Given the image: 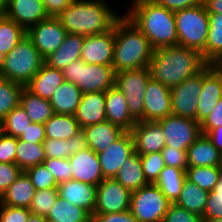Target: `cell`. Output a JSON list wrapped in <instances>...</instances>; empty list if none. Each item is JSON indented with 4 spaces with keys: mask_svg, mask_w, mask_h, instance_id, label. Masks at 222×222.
Wrapping results in <instances>:
<instances>
[{
    "mask_svg": "<svg viewBox=\"0 0 222 222\" xmlns=\"http://www.w3.org/2000/svg\"><path fill=\"white\" fill-rule=\"evenodd\" d=\"M106 119L112 124L131 131L136 120L130 115L126 97L115 85L105 92Z\"/></svg>",
    "mask_w": 222,
    "mask_h": 222,
    "instance_id": "cb8c5ba5",
    "label": "cell"
},
{
    "mask_svg": "<svg viewBox=\"0 0 222 222\" xmlns=\"http://www.w3.org/2000/svg\"><path fill=\"white\" fill-rule=\"evenodd\" d=\"M209 14V31L207 35L203 59L209 64L213 59L222 54V14Z\"/></svg>",
    "mask_w": 222,
    "mask_h": 222,
    "instance_id": "d590c367",
    "label": "cell"
},
{
    "mask_svg": "<svg viewBox=\"0 0 222 222\" xmlns=\"http://www.w3.org/2000/svg\"><path fill=\"white\" fill-rule=\"evenodd\" d=\"M83 42L84 36L67 33L62 45L45 58V64L54 69L64 70L74 60L81 59Z\"/></svg>",
    "mask_w": 222,
    "mask_h": 222,
    "instance_id": "484cf974",
    "label": "cell"
},
{
    "mask_svg": "<svg viewBox=\"0 0 222 222\" xmlns=\"http://www.w3.org/2000/svg\"><path fill=\"white\" fill-rule=\"evenodd\" d=\"M8 5V0H0V15H4Z\"/></svg>",
    "mask_w": 222,
    "mask_h": 222,
    "instance_id": "e7e4bbea",
    "label": "cell"
},
{
    "mask_svg": "<svg viewBox=\"0 0 222 222\" xmlns=\"http://www.w3.org/2000/svg\"><path fill=\"white\" fill-rule=\"evenodd\" d=\"M27 35V31L5 15H0V52L12 51L16 44Z\"/></svg>",
    "mask_w": 222,
    "mask_h": 222,
    "instance_id": "f35d334b",
    "label": "cell"
},
{
    "mask_svg": "<svg viewBox=\"0 0 222 222\" xmlns=\"http://www.w3.org/2000/svg\"><path fill=\"white\" fill-rule=\"evenodd\" d=\"M187 150H179L174 147L165 146L162 150L165 166L182 169L186 172L188 167Z\"/></svg>",
    "mask_w": 222,
    "mask_h": 222,
    "instance_id": "681fc988",
    "label": "cell"
},
{
    "mask_svg": "<svg viewBox=\"0 0 222 222\" xmlns=\"http://www.w3.org/2000/svg\"><path fill=\"white\" fill-rule=\"evenodd\" d=\"M203 222H222V219H204Z\"/></svg>",
    "mask_w": 222,
    "mask_h": 222,
    "instance_id": "03108f58",
    "label": "cell"
},
{
    "mask_svg": "<svg viewBox=\"0 0 222 222\" xmlns=\"http://www.w3.org/2000/svg\"><path fill=\"white\" fill-rule=\"evenodd\" d=\"M143 174L148 183H155L164 169L165 163L161 152L140 155Z\"/></svg>",
    "mask_w": 222,
    "mask_h": 222,
    "instance_id": "ee69618b",
    "label": "cell"
},
{
    "mask_svg": "<svg viewBox=\"0 0 222 222\" xmlns=\"http://www.w3.org/2000/svg\"><path fill=\"white\" fill-rule=\"evenodd\" d=\"M24 86L0 77V122L20 104Z\"/></svg>",
    "mask_w": 222,
    "mask_h": 222,
    "instance_id": "ab89813d",
    "label": "cell"
},
{
    "mask_svg": "<svg viewBox=\"0 0 222 222\" xmlns=\"http://www.w3.org/2000/svg\"><path fill=\"white\" fill-rule=\"evenodd\" d=\"M81 144V139H48L43 141L46 158H69Z\"/></svg>",
    "mask_w": 222,
    "mask_h": 222,
    "instance_id": "b9f144b4",
    "label": "cell"
},
{
    "mask_svg": "<svg viewBox=\"0 0 222 222\" xmlns=\"http://www.w3.org/2000/svg\"><path fill=\"white\" fill-rule=\"evenodd\" d=\"M22 172L16 163L0 162V197Z\"/></svg>",
    "mask_w": 222,
    "mask_h": 222,
    "instance_id": "f907efd6",
    "label": "cell"
},
{
    "mask_svg": "<svg viewBox=\"0 0 222 222\" xmlns=\"http://www.w3.org/2000/svg\"><path fill=\"white\" fill-rule=\"evenodd\" d=\"M74 116L81 129L106 121L105 92L84 93Z\"/></svg>",
    "mask_w": 222,
    "mask_h": 222,
    "instance_id": "603a6c76",
    "label": "cell"
},
{
    "mask_svg": "<svg viewBox=\"0 0 222 222\" xmlns=\"http://www.w3.org/2000/svg\"><path fill=\"white\" fill-rule=\"evenodd\" d=\"M45 219L50 222H92V216L86 210L59 196Z\"/></svg>",
    "mask_w": 222,
    "mask_h": 222,
    "instance_id": "d6a6232c",
    "label": "cell"
},
{
    "mask_svg": "<svg viewBox=\"0 0 222 222\" xmlns=\"http://www.w3.org/2000/svg\"><path fill=\"white\" fill-rule=\"evenodd\" d=\"M207 65L197 50L176 45L154 50L149 70L152 79L172 89L196 76Z\"/></svg>",
    "mask_w": 222,
    "mask_h": 222,
    "instance_id": "6da1fadb",
    "label": "cell"
},
{
    "mask_svg": "<svg viewBox=\"0 0 222 222\" xmlns=\"http://www.w3.org/2000/svg\"><path fill=\"white\" fill-rule=\"evenodd\" d=\"M46 159L43 143H29L17 138L15 163L23 170L43 164Z\"/></svg>",
    "mask_w": 222,
    "mask_h": 222,
    "instance_id": "8d00e7d4",
    "label": "cell"
},
{
    "mask_svg": "<svg viewBox=\"0 0 222 222\" xmlns=\"http://www.w3.org/2000/svg\"><path fill=\"white\" fill-rule=\"evenodd\" d=\"M30 214L29 208L0 204V222H27Z\"/></svg>",
    "mask_w": 222,
    "mask_h": 222,
    "instance_id": "816d5d0a",
    "label": "cell"
},
{
    "mask_svg": "<svg viewBox=\"0 0 222 222\" xmlns=\"http://www.w3.org/2000/svg\"><path fill=\"white\" fill-rule=\"evenodd\" d=\"M49 17H58L74 0H42Z\"/></svg>",
    "mask_w": 222,
    "mask_h": 222,
    "instance_id": "680465c9",
    "label": "cell"
},
{
    "mask_svg": "<svg viewBox=\"0 0 222 222\" xmlns=\"http://www.w3.org/2000/svg\"><path fill=\"white\" fill-rule=\"evenodd\" d=\"M106 0H74L57 18L67 33L82 36L110 31L122 16Z\"/></svg>",
    "mask_w": 222,
    "mask_h": 222,
    "instance_id": "3957f363",
    "label": "cell"
},
{
    "mask_svg": "<svg viewBox=\"0 0 222 222\" xmlns=\"http://www.w3.org/2000/svg\"><path fill=\"white\" fill-rule=\"evenodd\" d=\"M45 217L35 214H30L27 222H45Z\"/></svg>",
    "mask_w": 222,
    "mask_h": 222,
    "instance_id": "be15d7a7",
    "label": "cell"
},
{
    "mask_svg": "<svg viewBox=\"0 0 222 222\" xmlns=\"http://www.w3.org/2000/svg\"><path fill=\"white\" fill-rule=\"evenodd\" d=\"M221 175L222 166H199L186 169V179L207 192L214 190Z\"/></svg>",
    "mask_w": 222,
    "mask_h": 222,
    "instance_id": "74e56055",
    "label": "cell"
},
{
    "mask_svg": "<svg viewBox=\"0 0 222 222\" xmlns=\"http://www.w3.org/2000/svg\"><path fill=\"white\" fill-rule=\"evenodd\" d=\"M31 180L35 190L57 188L58 184L52 173L44 164L32 166L24 171Z\"/></svg>",
    "mask_w": 222,
    "mask_h": 222,
    "instance_id": "f6af8a7d",
    "label": "cell"
},
{
    "mask_svg": "<svg viewBox=\"0 0 222 222\" xmlns=\"http://www.w3.org/2000/svg\"><path fill=\"white\" fill-rule=\"evenodd\" d=\"M115 179L131 192L147 186L144 177L140 155L135 151L124 160Z\"/></svg>",
    "mask_w": 222,
    "mask_h": 222,
    "instance_id": "4dcf8cb0",
    "label": "cell"
},
{
    "mask_svg": "<svg viewBox=\"0 0 222 222\" xmlns=\"http://www.w3.org/2000/svg\"><path fill=\"white\" fill-rule=\"evenodd\" d=\"M178 45L194 49L201 54L205 51L209 31V14L203 2L197 6L174 12Z\"/></svg>",
    "mask_w": 222,
    "mask_h": 222,
    "instance_id": "8992f818",
    "label": "cell"
},
{
    "mask_svg": "<svg viewBox=\"0 0 222 222\" xmlns=\"http://www.w3.org/2000/svg\"><path fill=\"white\" fill-rule=\"evenodd\" d=\"M63 82H65L63 72L44 63L25 87L35 95L50 100Z\"/></svg>",
    "mask_w": 222,
    "mask_h": 222,
    "instance_id": "4316f807",
    "label": "cell"
},
{
    "mask_svg": "<svg viewBox=\"0 0 222 222\" xmlns=\"http://www.w3.org/2000/svg\"><path fill=\"white\" fill-rule=\"evenodd\" d=\"M82 95L74 83L63 82L49 100L54 114L75 115Z\"/></svg>",
    "mask_w": 222,
    "mask_h": 222,
    "instance_id": "f1b7e54d",
    "label": "cell"
},
{
    "mask_svg": "<svg viewBox=\"0 0 222 222\" xmlns=\"http://www.w3.org/2000/svg\"><path fill=\"white\" fill-rule=\"evenodd\" d=\"M44 63L45 59L26 35L4 56L0 77L25 87Z\"/></svg>",
    "mask_w": 222,
    "mask_h": 222,
    "instance_id": "5b68a950",
    "label": "cell"
},
{
    "mask_svg": "<svg viewBox=\"0 0 222 222\" xmlns=\"http://www.w3.org/2000/svg\"><path fill=\"white\" fill-rule=\"evenodd\" d=\"M92 222H138L132 215L130 210L109 213V214H94L92 216Z\"/></svg>",
    "mask_w": 222,
    "mask_h": 222,
    "instance_id": "9f6ffc18",
    "label": "cell"
},
{
    "mask_svg": "<svg viewBox=\"0 0 222 222\" xmlns=\"http://www.w3.org/2000/svg\"><path fill=\"white\" fill-rule=\"evenodd\" d=\"M220 126H222V98L207 118L200 124L201 133L206 135L212 129Z\"/></svg>",
    "mask_w": 222,
    "mask_h": 222,
    "instance_id": "db71d44e",
    "label": "cell"
},
{
    "mask_svg": "<svg viewBox=\"0 0 222 222\" xmlns=\"http://www.w3.org/2000/svg\"><path fill=\"white\" fill-rule=\"evenodd\" d=\"M206 136L210 139L212 144L222 152V126L214 128L209 131Z\"/></svg>",
    "mask_w": 222,
    "mask_h": 222,
    "instance_id": "91938a15",
    "label": "cell"
},
{
    "mask_svg": "<svg viewBox=\"0 0 222 222\" xmlns=\"http://www.w3.org/2000/svg\"><path fill=\"white\" fill-rule=\"evenodd\" d=\"M208 195L209 192L185 179L180 196L175 203L190 212L203 216Z\"/></svg>",
    "mask_w": 222,
    "mask_h": 222,
    "instance_id": "e575fe53",
    "label": "cell"
},
{
    "mask_svg": "<svg viewBox=\"0 0 222 222\" xmlns=\"http://www.w3.org/2000/svg\"><path fill=\"white\" fill-rule=\"evenodd\" d=\"M134 141V151L139 155L161 152L165 147L162 127L153 121H136L130 131Z\"/></svg>",
    "mask_w": 222,
    "mask_h": 222,
    "instance_id": "ac0fdd59",
    "label": "cell"
},
{
    "mask_svg": "<svg viewBox=\"0 0 222 222\" xmlns=\"http://www.w3.org/2000/svg\"><path fill=\"white\" fill-rule=\"evenodd\" d=\"M126 13L124 15L149 39L154 50L178 45L173 11L153 0H132Z\"/></svg>",
    "mask_w": 222,
    "mask_h": 222,
    "instance_id": "7a4b0ae2",
    "label": "cell"
},
{
    "mask_svg": "<svg viewBox=\"0 0 222 222\" xmlns=\"http://www.w3.org/2000/svg\"><path fill=\"white\" fill-rule=\"evenodd\" d=\"M131 193L115 178L103 179L97 186L94 214H109L130 210Z\"/></svg>",
    "mask_w": 222,
    "mask_h": 222,
    "instance_id": "7c38bea8",
    "label": "cell"
},
{
    "mask_svg": "<svg viewBox=\"0 0 222 222\" xmlns=\"http://www.w3.org/2000/svg\"><path fill=\"white\" fill-rule=\"evenodd\" d=\"M4 15L26 31L49 17L42 0H8Z\"/></svg>",
    "mask_w": 222,
    "mask_h": 222,
    "instance_id": "d6986e66",
    "label": "cell"
},
{
    "mask_svg": "<svg viewBox=\"0 0 222 222\" xmlns=\"http://www.w3.org/2000/svg\"><path fill=\"white\" fill-rule=\"evenodd\" d=\"M18 139L34 144L43 143L46 139L44 124L31 123Z\"/></svg>",
    "mask_w": 222,
    "mask_h": 222,
    "instance_id": "11a10c76",
    "label": "cell"
},
{
    "mask_svg": "<svg viewBox=\"0 0 222 222\" xmlns=\"http://www.w3.org/2000/svg\"><path fill=\"white\" fill-rule=\"evenodd\" d=\"M17 137L0 133V162L15 163Z\"/></svg>",
    "mask_w": 222,
    "mask_h": 222,
    "instance_id": "f5cc1de1",
    "label": "cell"
},
{
    "mask_svg": "<svg viewBox=\"0 0 222 222\" xmlns=\"http://www.w3.org/2000/svg\"><path fill=\"white\" fill-rule=\"evenodd\" d=\"M156 122L164 132L165 146L175 149L187 150L201 135L200 124L191 118L170 115Z\"/></svg>",
    "mask_w": 222,
    "mask_h": 222,
    "instance_id": "8fae6325",
    "label": "cell"
},
{
    "mask_svg": "<svg viewBox=\"0 0 222 222\" xmlns=\"http://www.w3.org/2000/svg\"><path fill=\"white\" fill-rule=\"evenodd\" d=\"M208 65L222 80V54L213 59Z\"/></svg>",
    "mask_w": 222,
    "mask_h": 222,
    "instance_id": "6125c7cd",
    "label": "cell"
},
{
    "mask_svg": "<svg viewBox=\"0 0 222 222\" xmlns=\"http://www.w3.org/2000/svg\"><path fill=\"white\" fill-rule=\"evenodd\" d=\"M133 152V137L130 131H126L115 142H112L106 150L97 153L104 179L115 178L124 160Z\"/></svg>",
    "mask_w": 222,
    "mask_h": 222,
    "instance_id": "2e32d148",
    "label": "cell"
},
{
    "mask_svg": "<svg viewBox=\"0 0 222 222\" xmlns=\"http://www.w3.org/2000/svg\"><path fill=\"white\" fill-rule=\"evenodd\" d=\"M65 81L74 83L80 91L106 92L115 85V71L112 66L87 64L74 60L62 70Z\"/></svg>",
    "mask_w": 222,
    "mask_h": 222,
    "instance_id": "52a82bcc",
    "label": "cell"
},
{
    "mask_svg": "<svg viewBox=\"0 0 222 222\" xmlns=\"http://www.w3.org/2000/svg\"><path fill=\"white\" fill-rule=\"evenodd\" d=\"M150 79L149 67L115 73V86L125 95L130 115L136 121L143 117L145 90Z\"/></svg>",
    "mask_w": 222,
    "mask_h": 222,
    "instance_id": "9c48e42d",
    "label": "cell"
},
{
    "mask_svg": "<svg viewBox=\"0 0 222 222\" xmlns=\"http://www.w3.org/2000/svg\"><path fill=\"white\" fill-rule=\"evenodd\" d=\"M20 105L25 109L32 123L44 124L54 115L49 100L35 95L26 87L21 92Z\"/></svg>",
    "mask_w": 222,
    "mask_h": 222,
    "instance_id": "1f68e13d",
    "label": "cell"
},
{
    "mask_svg": "<svg viewBox=\"0 0 222 222\" xmlns=\"http://www.w3.org/2000/svg\"><path fill=\"white\" fill-rule=\"evenodd\" d=\"M114 37L112 67L115 73L149 67L154 49L149 39L125 15L115 22Z\"/></svg>",
    "mask_w": 222,
    "mask_h": 222,
    "instance_id": "277c9868",
    "label": "cell"
},
{
    "mask_svg": "<svg viewBox=\"0 0 222 222\" xmlns=\"http://www.w3.org/2000/svg\"><path fill=\"white\" fill-rule=\"evenodd\" d=\"M186 152L188 167L222 166V152L212 144L205 134L201 133Z\"/></svg>",
    "mask_w": 222,
    "mask_h": 222,
    "instance_id": "d4e9b609",
    "label": "cell"
},
{
    "mask_svg": "<svg viewBox=\"0 0 222 222\" xmlns=\"http://www.w3.org/2000/svg\"><path fill=\"white\" fill-rule=\"evenodd\" d=\"M69 161L73 169L72 179L96 186L104 179L98 155L90 148L80 144Z\"/></svg>",
    "mask_w": 222,
    "mask_h": 222,
    "instance_id": "9a60e30c",
    "label": "cell"
},
{
    "mask_svg": "<svg viewBox=\"0 0 222 222\" xmlns=\"http://www.w3.org/2000/svg\"><path fill=\"white\" fill-rule=\"evenodd\" d=\"M126 131L106 120L84 127L81 132V144L95 153H100L120 138Z\"/></svg>",
    "mask_w": 222,
    "mask_h": 222,
    "instance_id": "44dd1931",
    "label": "cell"
},
{
    "mask_svg": "<svg viewBox=\"0 0 222 222\" xmlns=\"http://www.w3.org/2000/svg\"><path fill=\"white\" fill-rule=\"evenodd\" d=\"M170 204L161 189L149 183L131 193L130 212L138 222H162Z\"/></svg>",
    "mask_w": 222,
    "mask_h": 222,
    "instance_id": "ba28073f",
    "label": "cell"
},
{
    "mask_svg": "<svg viewBox=\"0 0 222 222\" xmlns=\"http://www.w3.org/2000/svg\"><path fill=\"white\" fill-rule=\"evenodd\" d=\"M57 198V188L37 190L29 207L31 214L46 217Z\"/></svg>",
    "mask_w": 222,
    "mask_h": 222,
    "instance_id": "7bdbcfd3",
    "label": "cell"
},
{
    "mask_svg": "<svg viewBox=\"0 0 222 222\" xmlns=\"http://www.w3.org/2000/svg\"><path fill=\"white\" fill-rule=\"evenodd\" d=\"M66 35L57 17H48L27 30V36L44 59L62 45Z\"/></svg>",
    "mask_w": 222,
    "mask_h": 222,
    "instance_id": "4fadbf2b",
    "label": "cell"
},
{
    "mask_svg": "<svg viewBox=\"0 0 222 222\" xmlns=\"http://www.w3.org/2000/svg\"><path fill=\"white\" fill-rule=\"evenodd\" d=\"M203 87V70L170 89L172 115L197 121L198 98Z\"/></svg>",
    "mask_w": 222,
    "mask_h": 222,
    "instance_id": "30bf717a",
    "label": "cell"
},
{
    "mask_svg": "<svg viewBox=\"0 0 222 222\" xmlns=\"http://www.w3.org/2000/svg\"><path fill=\"white\" fill-rule=\"evenodd\" d=\"M44 128L48 139H81L82 129L74 115L54 114L44 123Z\"/></svg>",
    "mask_w": 222,
    "mask_h": 222,
    "instance_id": "f546056e",
    "label": "cell"
},
{
    "mask_svg": "<svg viewBox=\"0 0 222 222\" xmlns=\"http://www.w3.org/2000/svg\"><path fill=\"white\" fill-rule=\"evenodd\" d=\"M222 98V80L207 65L203 69V87L198 98L197 122L201 124Z\"/></svg>",
    "mask_w": 222,
    "mask_h": 222,
    "instance_id": "7402d4cb",
    "label": "cell"
},
{
    "mask_svg": "<svg viewBox=\"0 0 222 222\" xmlns=\"http://www.w3.org/2000/svg\"><path fill=\"white\" fill-rule=\"evenodd\" d=\"M208 13L222 14V0H202Z\"/></svg>",
    "mask_w": 222,
    "mask_h": 222,
    "instance_id": "94428289",
    "label": "cell"
},
{
    "mask_svg": "<svg viewBox=\"0 0 222 222\" xmlns=\"http://www.w3.org/2000/svg\"><path fill=\"white\" fill-rule=\"evenodd\" d=\"M141 121L156 122L172 115L170 89L159 81L150 79L145 90Z\"/></svg>",
    "mask_w": 222,
    "mask_h": 222,
    "instance_id": "5bb4252c",
    "label": "cell"
},
{
    "mask_svg": "<svg viewBox=\"0 0 222 222\" xmlns=\"http://www.w3.org/2000/svg\"><path fill=\"white\" fill-rule=\"evenodd\" d=\"M4 56H5V55L0 52V70H1V68H2V66H3Z\"/></svg>",
    "mask_w": 222,
    "mask_h": 222,
    "instance_id": "003e7915",
    "label": "cell"
},
{
    "mask_svg": "<svg viewBox=\"0 0 222 222\" xmlns=\"http://www.w3.org/2000/svg\"><path fill=\"white\" fill-rule=\"evenodd\" d=\"M1 131L13 137H19L32 123L25 109L19 104L1 122Z\"/></svg>",
    "mask_w": 222,
    "mask_h": 222,
    "instance_id": "60d3db41",
    "label": "cell"
},
{
    "mask_svg": "<svg viewBox=\"0 0 222 222\" xmlns=\"http://www.w3.org/2000/svg\"><path fill=\"white\" fill-rule=\"evenodd\" d=\"M114 43V26L106 33L84 36L81 60L87 64L112 66Z\"/></svg>",
    "mask_w": 222,
    "mask_h": 222,
    "instance_id": "e0dca14e",
    "label": "cell"
},
{
    "mask_svg": "<svg viewBox=\"0 0 222 222\" xmlns=\"http://www.w3.org/2000/svg\"><path fill=\"white\" fill-rule=\"evenodd\" d=\"M156 4L167 8L173 12L197 6L202 0H153Z\"/></svg>",
    "mask_w": 222,
    "mask_h": 222,
    "instance_id": "6f0895ef",
    "label": "cell"
},
{
    "mask_svg": "<svg viewBox=\"0 0 222 222\" xmlns=\"http://www.w3.org/2000/svg\"><path fill=\"white\" fill-rule=\"evenodd\" d=\"M36 190L23 171L0 197V204L29 208Z\"/></svg>",
    "mask_w": 222,
    "mask_h": 222,
    "instance_id": "83f0119b",
    "label": "cell"
},
{
    "mask_svg": "<svg viewBox=\"0 0 222 222\" xmlns=\"http://www.w3.org/2000/svg\"><path fill=\"white\" fill-rule=\"evenodd\" d=\"M202 216L190 212L176 203H171L168 207L162 222H203Z\"/></svg>",
    "mask_w": 222,
    "mask_h": 222,
    "instance_id": "c3c4849f",
    "label": "cell"
},
{
    "mask_svg": "<svg viewBox=\"0 0 222 222\" xmlns=\"http://www.w3.org/2000/svg\"><path fill=\"white\" fill-rule=\"evenodd\" d=\"M58 196L86 210L91 216L96 207L97 186L70 179L57 186Z\"/></svg>",
    "mask_w": 222,
    "mask_h": 222,
    "instance_id": "ffe728a7",
    "label": "cell"
},
{
    "mask_svg": "<svg viewBox=\"0 0 222 222\" xmlns=\"http://www.w3.org/2000/svg\"><path fill=\"white\" fill-rule=\"evenodd\" d=\"M185 179L184 170L165 166L154 184L161 189L171 203H175L180 196Z\"/></svg>",
    "mask_w": 222,
    "mask_h": 222,
    "instance_id": "836d02e7",
    "label": "cell"
},
{
    "mask_svg": "<svg viewBox=\"0 0 222 222\" xmlns=\"http://www.w3.org/2000/svg\"><path fill=\"white\" fill-rule=\"evenodd\" d=\"M203 219H222V175L213 191L209 192Z\"/></svg>",
    "mask_w": 222,
    "mask_h": 222,
    "instance_id": "7dc6e473",
    "label": "cell"
},
{
    "mask_svg": "<svg viewBox=\"0 0 222 222\" xmlns=\"http://www.w3.org/2000/svg\"><path fill=\"white\" fill-rule=\"evenodd\" d=\"M43 164L52 173L58 185L72 179L73 169L69 158H46Z\"/></svg>",
    "mask_w": 222,
    "mask_h": 222,
    "instance_id": "bcb514c9",
    "label": "cell"
}]
</instances>
